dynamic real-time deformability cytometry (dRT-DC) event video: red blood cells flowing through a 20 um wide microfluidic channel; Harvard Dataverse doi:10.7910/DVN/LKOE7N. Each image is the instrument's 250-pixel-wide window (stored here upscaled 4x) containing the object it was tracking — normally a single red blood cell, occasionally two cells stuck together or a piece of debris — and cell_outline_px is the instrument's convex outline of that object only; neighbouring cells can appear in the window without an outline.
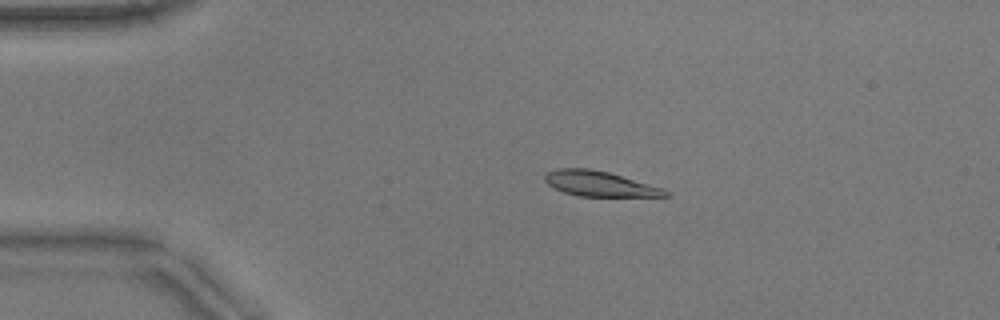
{"species": "common noctule bat (a hibernating species)", "species_latin": "Nyctalus noctula", "temperature_condition": "warm", "stored_images_in_passage": 43, "camera_frame_rate_fps": 3000, "um_per_image_px": 0.085, "animal": {"sex": "male", "body_mass_g": 17.9}, "frame": {"image": 1, "passage_image": 1, "time_ms": 0.0, "image_size_px": [1000, 320], "cell_outline_px": [[672, 196], [580, 196], [564, 192], [548, 184], [544, 180], [544, 176], [548, 172], [560, 168], [588, 168], [608, 172], [664, 188]], "centroid_in_image_um": [50.98, 15.62], "position_along_channel_um": 34.0, "area_um2": 17.46}}
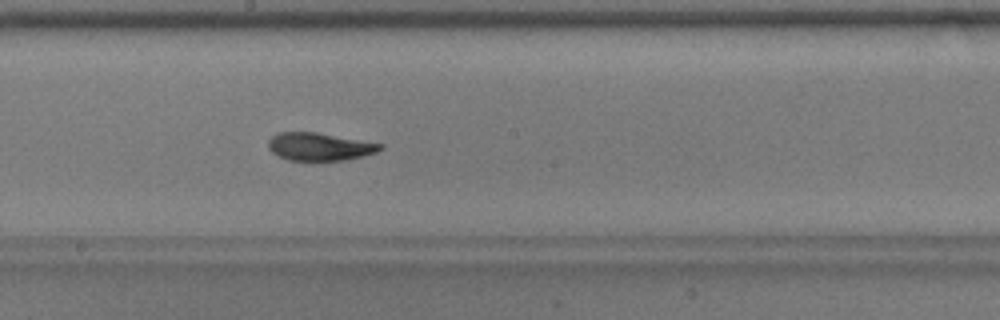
{"frame": {"image": 2, "passage_image": 19, "time_ms": 6.0, "image_size_px": [1000, 320], "cell_outline_px": [[384, 148], [376, 152], [364, 156], [344, 160], [288, 160], [272, 152], [268, 148], [268, 140], [276, 132], [316, 132], [384, 144]], "centroid_in_image_um": [27.17, 12.46], "position_along_channel_um": 221.0, "area_um2": 18.15}}
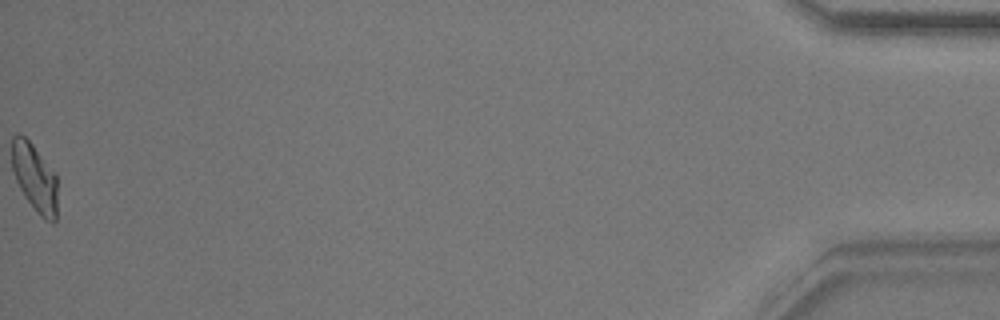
{"frame": {"image": 3, "passage_image": 43, "time_ms": 14.0, "image_size_px": [1000, 320], "cell_outline_px": [[56, 220], [52, 224], [44, 220], [36, 212], [24, 196], [16, 180], [12, 168], [12, 136], [20, 132], [32, 144], [56, 172]], "centroid_in_image_um": [2.95, 15.1], "position_along_channel_um": 432.3, "area_um2": 18.21}, "authors_computed_cell_mechanics": {"area_um2": 18.4382, "velocity_mm_per_s": 3.8588, "shape_relaxation_time_tau1_ms": 4.2314, "shape_relaxation_time_tau2_ms": 1.1363, "deformation_change_tau1": 0.1655, "deformation_change_tau2": 0.0596}}